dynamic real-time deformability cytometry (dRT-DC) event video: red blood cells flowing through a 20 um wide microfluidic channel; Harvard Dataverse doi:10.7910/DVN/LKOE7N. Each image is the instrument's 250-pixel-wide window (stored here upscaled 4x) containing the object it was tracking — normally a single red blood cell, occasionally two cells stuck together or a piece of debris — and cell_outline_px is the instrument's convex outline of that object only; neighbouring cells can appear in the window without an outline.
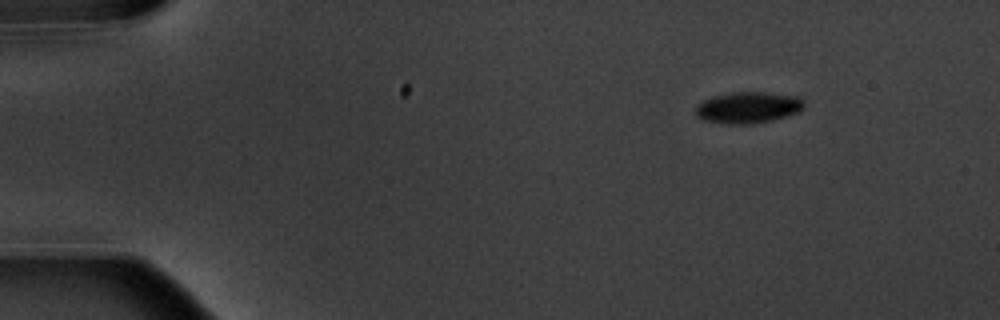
{"species": "common noctule bat (a hibernating species)", "species_latin": "Nyctalus noctula", "temperature_condition": "warm", "stored_images_in_passage": 3, "camera_frame_rate_fps": 3000, "um_per_image_px": 0.085, "animal": {"sex": "male", "body_mass_g": 20.1, "forearm_length_mm": 53.5}, "frame": {"image": 1, "passage_image": 1, "time_ms": 0.0, "image_size_px": [1000, 320], "cell_outline_px": [[804, 108], [800, 112], [788, 116], [772, 120], [748, 124], [728, 124], [704, 120], [696, 116], [696, 108], [704, 100], [716, 96], [732, 92], [764, 92], [800, 96], [804, 100]], "centroid_in_image_um": [63.66, 9.14], "position_along_channel_um": 21.3, "area_um2": 19.83}}
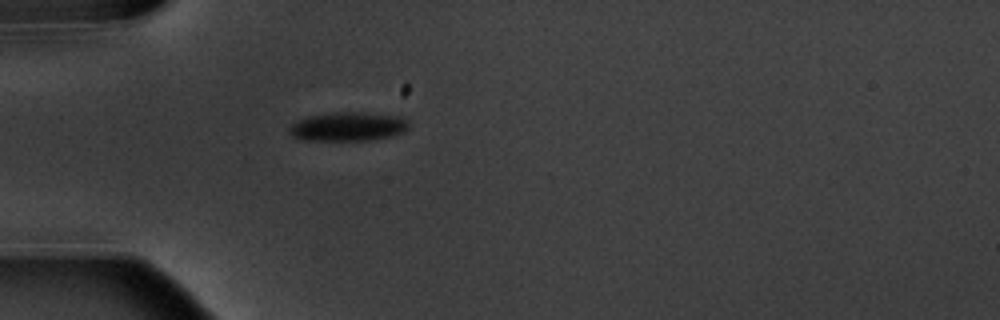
{"frame": {"image": 2, "passage_image": 3, "time_ms": 3.333, "image_size_px": [1000, 320], "cell_outline_px": [[408, 128], [404, 132], [392, 136], [368, 140], [304, 140], [292, 136], [288, 132], [288, 128], [292, 124], [308, 116], [336, 112], [364, 112], [396, 116], [404, 120], [408, 124]], "centroid_in_image_um": [29.55, 10.76], "position_along_channel_um": 55.5, "area_um2": 19.94}}